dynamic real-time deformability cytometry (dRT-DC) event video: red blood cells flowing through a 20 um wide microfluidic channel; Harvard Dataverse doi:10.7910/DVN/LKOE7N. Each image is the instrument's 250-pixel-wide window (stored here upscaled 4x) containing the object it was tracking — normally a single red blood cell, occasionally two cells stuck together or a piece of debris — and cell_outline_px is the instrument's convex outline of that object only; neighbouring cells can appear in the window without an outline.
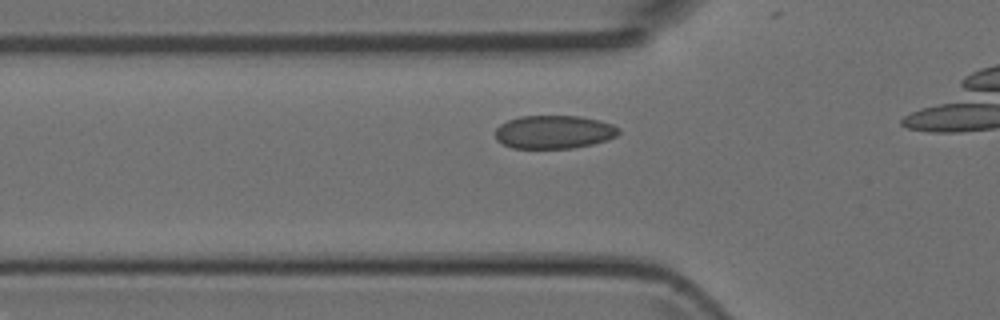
{"species": "Egyptian fruit bat (a non-hibernating species)", "species_latin": "Rousettus aegyptiacus", "temperature_condition": "room temperature", "stored_images_in_passage": 17, "camera_frame_rate_fps": 3000, "um_per_image_px": 0.085, "animal": {"sex": "female"}, "frame": {"image": 1, "passage_image": 12, "time_ms": 3.667, "image_size_px": [1000, 320], "cell_outline_px": [[620, 132], [616, 136], [608, 140], [592, 144], [572, 148], [512, 148], [496, 140], [496, 128], [500, 124], [508, 120], [520, 116], [580, 116], [600, 120], [612, 124], [620, 128]], "centroid_in_image_um": [47.1, 11.21], "position_along_channel_um": 78.7, "area_um2": 24.04}}
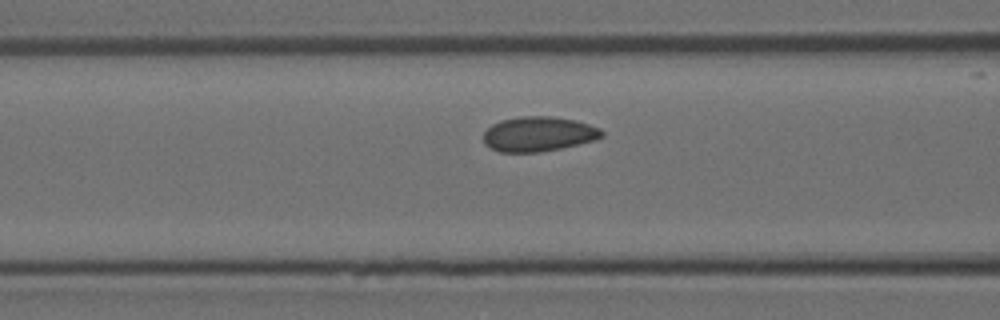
{"frame": {"image": 2, "passage_image": 15, "time_ms": 4.667, "image_size_px": [1000, 320], "cell_outline_px": [[604, 136], [592, 140], [560, 148], [540, 152], [500, 152], [484, 144], [484, 132], [492, 124], [500, 120], [520, 116], [552, 116], [576, 120], [600, 128], [604, 132]], "centroid_in_image_um": [45.76, 11.38], "position_along_channel_um": 120.8, "area_um2": 23.93}}